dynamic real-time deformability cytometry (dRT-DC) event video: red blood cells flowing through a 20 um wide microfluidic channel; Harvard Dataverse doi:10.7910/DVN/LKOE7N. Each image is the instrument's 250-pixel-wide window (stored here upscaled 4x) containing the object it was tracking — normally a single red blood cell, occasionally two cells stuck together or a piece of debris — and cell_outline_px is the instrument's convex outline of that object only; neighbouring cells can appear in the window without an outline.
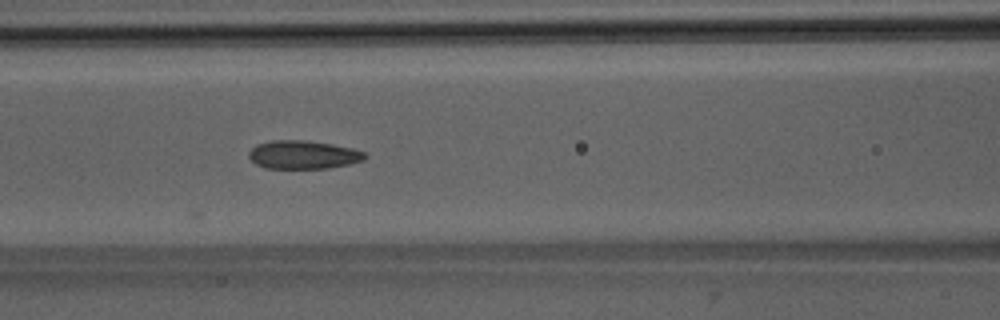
{"species": "Egyptian fruit bat (a non-hibernating species)", "species_latin": "Rousettus aegyptiacus", "temperature_condition": "room temperature", "stored_images_in_passage": 14, "camera_frame_rate_fps": 3000, "um_per_image_px": 0.085, "animal": {"sex": "male"}, "frame": {"image": 1, "passage_image": 7, "time_ms": 2.0, "image_size_px": [1000, 320], "cell_outline_px": [[368, 156], [364, 160], [348, 164], [328, 168], [264, 168], [256, 164], [248, 156], [248, 152], [256, 144], [272, 140], [304, 140], [332, 144], [352, 148], [364, 152]], "centroid_in_image_um": [25.76, 13.15], "position_along_channel_um": 140.8, "area_um2": 19.19}}